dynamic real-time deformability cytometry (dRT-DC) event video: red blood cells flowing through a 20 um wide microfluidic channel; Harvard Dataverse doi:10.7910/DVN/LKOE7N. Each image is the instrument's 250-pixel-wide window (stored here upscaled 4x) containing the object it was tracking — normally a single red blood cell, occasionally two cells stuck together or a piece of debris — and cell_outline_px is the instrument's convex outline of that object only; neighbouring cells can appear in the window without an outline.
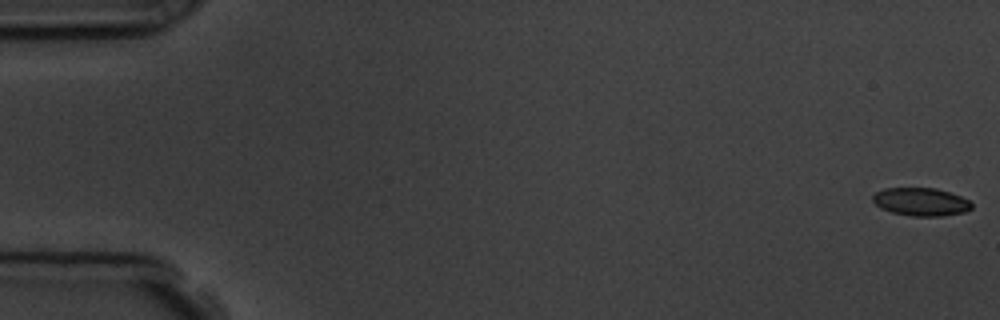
{"species": "common noctule bat (a hibernating species)", "species_latin": "Nyctalus noctula", "temperature_condition": "room temperature", "stored_images_in_passage": 11, "camera_frame_rate_fps": 3000, "um_per_image_px": 0.085, "animal": {"sex": "male", "body_mass_g": 19.5, "forearm_length_mm": 54.6}, "frame": {"image": 1, "passage_image": 1, "time_ms": 0.0, "image_size_px": [1000, 320], "cell_outline_px": [[972, 208], [964, 212], [940, 216], [912, 216], [892, 212], [880, 208], [872, 200], [872, 196], [876, 192], [884, 188], [936, 188], [960, 196], [968, 200], [972, 204]], "centroid_in_image_um": [78.26, 17.15], "position_along_channel_um": 6.7, "area_um2": 16.07}}
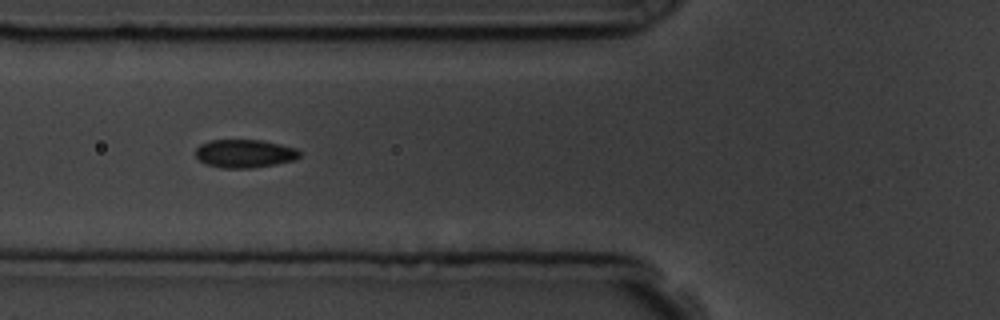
{"frame": {"image": 2, "passage_image": 7, "time_ms": 6.667, "image_size_px": [1000, 320], "cell_outline_px": [[300, 156], [296, 160], [276, 164], [252, 168], [224, 168], [204, 164], [196, 156], [196, 148], [200, 144], [212, 140], [260, 140], [280, 144], [296, 148], [300, 152]], "centroid_in_image_um": [20.8, 13.06], "position_along_channel_um": 105.0, "area_um2": 17.17}}
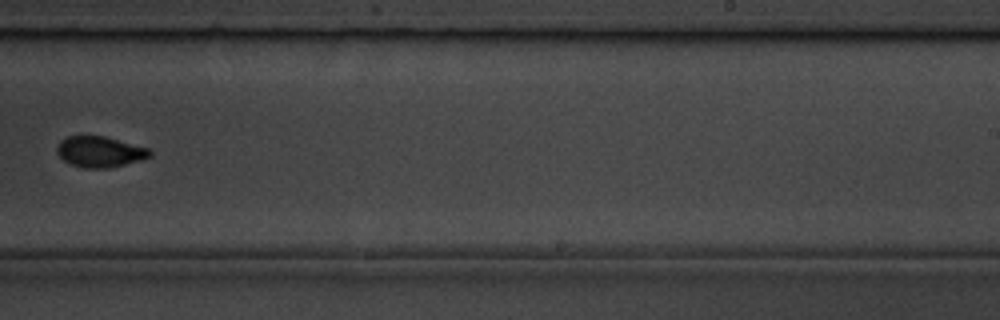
{"frame": {"image": 3, "passage_image": 11, "time_ms": 11.333, "image_size_px": [1000, 320], "cell_outline_px": [[152, 156], [140, 160], [108, 168], [84, 168], [72, 164], [64, 160], [56, 152], [56, 148], [60, 140], [64, 136], [80, 132], [104, 136], [148, 148], [152, 152]], "centroid_in_image_um": [8.42, 12.84], "position_along_channel_um": 280.6, "area_um2": 17.17}}